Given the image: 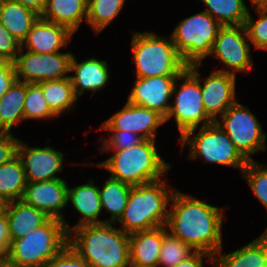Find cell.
I'll return each mask as SVG.
<instances>
[{"mask_svg":"<svg viewBox=\"0 0 267 267\" xmlns=\"http://www.w3.org/2000/svg\"><path fill=\"white\" fill-rule=\"evenodd\" d=\"M45 267H90L86 261L67 244L49 260Z\"/></svg>","mask_w":267,"mask_h":267,"instance_id":"8d00e7d4","label":"cell"},{"mask_svg":"<svg viewBox=\"0 0 267 267\" xmlns=\"http://www.w3.org/2000/svg\"><path fill=\"white\" fill-rule=\"evenodd\" d=\"M252 7H267V0H250Z\"/></svg>","mask_w":267,"mask_h":267,"instance_id":"bcb514c9","label":"cell"},{"mask_svg":"<svg viewBox=\"0 0 267 267\" xmlns=\"http://www.w3.org/2000/svg\"><path fill=\"white\" fill-rule=\"evenodd\" d=\"M67 202H71L75 211L83 215L76 225L69 228V232L83 225L106 223V220L99 219L102 205L99 197V186L95 185L94 181L89 180L86 184L73 188L68 187Z\"/></svg>","mask_w":267,"mask_h":267,"instance_id":"7402d4cb","label":"cell"},{"mask_svg":"<svg viewBox=\"0 0 267 267\" xmlns=\"http://www.w3.org/2000/svg\"><path fill=\"white\" fill-rule=\"evenodd\" d=\"M17 155L26 173L27 182L62 179L55 176L63 170L64 154L53 147H28L19 139Z\"/></svg>","mask_w":267,"mask_h":267,"instance_id":"2e32d148","label":"cell"},{"mask_svg":"<svg viewBox=\"0 0 267 267\" xmlns=\"http://www.w3.org/2000/svg\"><path fill=\"white\" fill-rule=\"evenodd\" d=\"M221 252L213 256L214 267H267V229L240 249L226 255Z\"/></svg>","mask_w":267,"mask_h":267,"instance_id":"44dd1931","label":"cell"},{"mask_svg":"<svg viewBox=\"0 0 267 267\" xmlns=\"http://www.w3.org/2000/svg\"><path fill=\"white\" fill-rule=\"evenodd\" d=\"M26 185V173L17 154L0 165V194L8 202L21 200Z\"/></svg>","mask_w":267,"mask_h":267,"instance_id":"4316f807","label":"cell"},{"mask_svg":"<svg viewBox=\"0 0 267 267\" xmlns=\"http://www.w3.org/2000/svg\"><path fill=\"white\" fill-rule=\"evenodd\" d=\"M166 226L129 234L130 264L136 267H157Z\"/></svg>","mask_w":267,"mask_h":267,"instance_id":"ffe728a7","label":"cell"},{"mask_svg":"<svg viewBox=\"0 0 267 267\" xmlns=\"http://www.w3.org/2000/svg\"><path fill=\"white\" fill-rule=\"evenodd\" d=\"M6 215L11 241L25 237L30 231L36 230L50 218L43 211L24 203L22 200L9 202Z\"/></svg>","mask_w":267,"mask_h":267,"instance_id":"603a6c76","label":"cell"},{"mask_svg":"<svg viewBox=\"0 0 267 267\" xmlns=\"http://www.w3.org/2000/svg\"><path fill=\"white\" fill-rule=\"evenodd\" d=\"M124 3L125 0H88L86 23L96 34L100 33L122 11Z\"/></svg>","mask_w":267,"mask_h":267,"instance_id":"4dcf8cb0","label":"cell"},{"mask_svg":"<svg viewBox=\"0 0 267 267\" xmlns=\"http://www.w3.org/2000/svg\"><path fill=\"white\" fill-rule=\"evenodd\" d=\"M178 79L184 80L182 84L178 82ZM173 96L175 97L174 102L170 103L165 123L173 117L180 137L187 131L198 128L201 122H203L201 126L213 123L203 107L200 82L187 69L177 77L173 86Z\"/></svg>","mask_w":267,"mask_h":267,"instance_id":"9c48e42d","label":"cell"},{"mask_svg":"<svg viewBox=\"0 0 267 267\" xmlns=\"http://www.w3.org/2000/svg\"><path fill=\"white\" fill-rule=\"evenodd\" d=\"M164 123L165 118L157 111L126 102L99 129H119L136 133L144 140H156L157 128Z\"/></svg>","mask_w":267,"mask_h":267,"instance_id":"9a60e30c","label":"cell"},{"mask_svg":"<svg viewBox=\"0 0 267 267\" xmlns=\"http://www.w3.org/2000/svg\"><path fill=\"white\" fill-rule=\"evenodd\" d=\"M220 27L221 25L205 11L177 24L170 37L187 66L202 64L203 59L211 54Z\"/></svg>","mask_w":267,"mask_h":267,"instance_id":"ba28073f","label":"cell"},{"mask_svg":"<svg viewBox=\"0 0 267 267\" xmlns=\"http://www.w3.org/2000/svg\"><path fill=\"white\" fill-rule=\"evenodd\" d=\"M17 80L14 64L9 61L0 62V97L7 92V90Z\"/></svg>","mask_w":267,"mask_h":267,"instance_id":"ab89813d","label":"cell"},{"mask_svg":"<svg viewBox=\"0 0 267 267\" xmlns=\"http://www.w3.org/2000/svg\"><path fill=\"white\" fill-rule=\"evenodd\" d=\"M131 188V185L111 177L106 179L102 189L99 187L102 210L106 209L111 214L106 223L114 224L120 220L127 206Z\"/></svg>","mask_w":267,"mask_h":267,"instance_id":"83f0119b","label":"cell"},{"mask_svg":"<svg viewBox=\"0 0 267 267\" xmlns=\"http://www.w3.org/2000/svg\"><path fill=\"white\" fill-rule=\"evenodd\" d=\"M179 76L136 77L127 102L157 111L164 118L169 113L174 83Z\"/></svg>","mask_w":267,"mask_h":267,"instance_id":"e0dca14e","label":"cell"},{"mask_svg":"<svg viewBox=\"0 0 267 267\" xmlns=\"http://www.w3.org/2000/svg\"><path fill=\"white\" fill-rule=\"evenodd\" d=\"M12 1L18 2L23 6H26L27 8L37 13L39 16H41L46 4V0H12Z\"/></svg>","mask_w":267,"mask_h":267,"instance_id":"7bdbcfd3","label":"cell"},{"mask_svg":"<svg viewBox=\"0 0 267 267\" xmlns=\"http://www.w3.org/2000/svg\"><path fill=\"white\" fill-rule=\"evenodd\" d=\"M156 140H143L139 144L122 150H113L114 155L98 165L111 173L110 177L131 186H137L161 179L170 169L158 154Z\"/></svg>","mask_w":267,"mask_h":267,"instance_id":"277c9868","label":"cell"},{"mask_svg":"<svg viewBox=\"0 0 267 267\" xmlns=\"http://www.w3.org/2000/svg\"><path fill=\"white\" fill-rule=\"evenodd\" d=\"M67 198V182L63 179H53L41 182H27L21 200L43 211L50 218L62 220L67 233H69L71 226L67 224L63 212H61L68 204Z\"/></svg>","mask_w":267,"mask_h":267,"instance_id":"5bb4252c","label":"cell"},{"mask_svg":"<svg viewBox=\"0 0 267 267\" xmlns=\"http://www.w3.org/2000/svg\"><path fill=\"white\" fill-rule=\"evenodd\" d=\"M0 267H23L9 261L7 258H0Z\"/></svg>","mask_w":267,"mask_h":267,"instance_id":"ee69618b","label":"cell"},{"mask_svg":"<svg viewBox=\"0 0 267 267\" xmlns=\"http://www.w3.org/2000/svg\"><path fill=\"white\" fill-rule=\"evenodd\" d=\"M21 44L0 23V59L2 61L14 62Z\"/></svg>","mask_w":267,"mask_h":267,"instance_id":"74e56055","label":"cell"},{"mask_svg":"<svg viewBox=\"0 0 267 267\" xmlns=\"http://www.w3.org/2000/svg\"><path fill=\"white\" fill-rule=\"evenodd\" d=\"M73 33L65 26L47 21L39 16L33 23L21 48L34 53H55L66 48ZM25 46V47H24Z\"/></svg>","mask_w":267,"mask_h":267,"instance_id":"ac0fdd59","label":"cell"},{"mask_svg":"<svg viewBox=\"0 0 267 267\" xmlns=\"http://www.w3.org/2000/svg\"><path fill=\"white\" fill-rule=\"evenodd\" d=\"M202 257H208L206 261L208 262L210 260V263L213 264V256L211 254L195 251L190 257L173 267H204Z\"/></svg>","mask_w":267,"mask_h":267,"instance_id":"b9f144b4","label":"cell"},{"mask_svg":"<svg viewBox=\"0 0 267 267\" xmlns=\"http://www.w3.org/2000/svg\"><path fill=\"white\" fill-rule=\"evenodd\" d=\"M248 35L244 25L221 26L212 46L213 57L232 71L221 68L217 71L228 72L236 75V72L250 71L253 67V60L248 44Z\"/></svg>","mask_w":267,"mask_h":267,"instance_id":"7c38bea8","label":"cell"},{"mask_svg":"<svg viewBox=\"0 0 267 267\" xmlns=\"http://www.w3.org/2000/svg\"><path fill=\"white\" fill-rule=\"evenodd\" d=\"M8 201L0 194V215L6 213Z\"/></svg>","mask_w":267,"mask_h":267,"instance_id":"f6af8a7d","label":"cell"},{"mask_svg":"<svg viewBox=\"0 0 267 267\" xmlns=\"http://www.w3.org/2000/svg\"><path fill=\"white\" fill-rule=\"evenodd\" d=\"M17 139L11 132H0V165L9 161L17 154Z\"/></svg>","mask_w":267,"mask_h":267,"instance_id":"f35d334b","label":"cell"},{"mask_svg":"<svg viewBox=\"0 0 267 267\" xmlns=\"http://www.w3.org/2000/svg\"><path fill=\"white\" fill-rule=\"evenodd\" d=\"M254 9L258 13L259 19L255 21L250 12H248L244 24L248 39L256 49L267 50V7H254Z\"/></svg>","mask_w":267,"mask_h":267,"instance_id":"e575fe53","label":"cell"},{"mask_svg":"<svg viewBox=\"0 0 267 267\" xmlns=\"http://www.w3.org/2000/svg\"><path fill=\"white\" fill-rule=\"evenodd\" d=\"M217 119L216 123L227 133L235 148L247 160L250 155L266 149V133L256 116L248 107L237 101ZM222 123V124H221Z\"/></svg>","mask_w":267,"mask_h":267,"instance_id":"30bf717a","label":"cell"},{"mask_svg":"<svg viewBox=\"0 0 267 267\" xmlns=\"http://www.w3.org/2000/svg\"><path fill=\"white\" fill-rule=\"evenodd\" d=\"M9 224L6 213L0 215V258H6L10 249Z\"/></svg>","mask_w":267,"mask_h":267,"instance_id":"60d3db41","label":"cell"},{"mask_svg":"<svg viewBox=\"0 0 267 267\" xmlns=\"http://www.w3.org/2000/svg\"><path fill=\"white\" fill-rule=\"evenodd\" d=\"M194 252L186 243L167 232L163 236L157 267H173Z\"/></svg>","mask_w":267,"mask_h":267,"instance_id":"d6a6232c","label":"cell"},{"mask_svg":"<svg viewBox=\"0 0 267 267\" xmlns=\"http://www.w3.org/2000/svg\"><path fill=\"white\" fill-rule=\"evenodd\" d=\"M58 117L49 107L42 87L38 83H27L24 102V119H52Z\"/></svg>","mask_w":267,"mask_h":267,"instance_id":"1f68e13d","label":"cell"},{"mask_svg":"<svg viewBox=\"0 0 267 267\" xmlns=\"http://www.w3.org/2000/svg\"><path fill=\"white\" fill-rule=\"evenodd\" d=\"M27 83L16 80L0 97V132H10L24 120V102Z\"/></svg>","mask_w":267,"mask_h":267,"instance_id":"484cf974","label":"cell"},{"mask_svg":"<svg viewBox=\"0 0 267 267\" xmlns=\"http://www.w3.org/2000/svg\"><path fill=\"white\" fill-rule=\"evenodd\" d=\"M42 87L44 97L50 109L59 117L62 113L73 110L77 101L73 85L69 77L48 80L38 83Z\"/></svg>","mask_w":267,"mask_h":267,"instance_id":"f1b7e54d","label":"cell"},{"mask_svg":"<svg viewBox=\"0 0 267 267\" xmlns=\"http://www.w3.org/2000/svg\"><path fill=\"white\" fill-rule=\"evenodd\" d=\"M209 13L221 26L244 25L248 8L244 0H201Z\"/></svg>","mask_w":267,"mask_h":267,"instance_id":"f546056e","label":"cell"},{"mask_svg":"<svg viewBox=\"0 0 267 267\" xmlns=\"http://www.w3.org/2000/svg\"><path fill=\"white\" fill-rule=\"evenodd\" d=\"M265 166L255 160H251L247 162L241 174L246 179L254 196L267 210V167L265 168Z\"/></svg>","mask_w":267,"mask_h":267,"instance_id":"836d02e7","label":"cell"},{"mask_svg":"<svg viewBox=\"0 0 267 267\" xmlns=\"http://www.w3.org/2000/svg\"><path fill=\"white\" fill-rule=\"evenodd\" d=\"M175 189H169L165 180L132 186L127 206L120 220L122 229L127 234L147 231L166 225L168 205Z\"/></svg>","mask_w":267,"mask_h":267,"instance_id":"3957f363","label":"cell"},{"mask_svg":"<svg viewBox=\"0 0 267 267\" xmlns=\"http://www.w3.org/2000/svg\"><path fill=\"white\" fill-rule=\"evenodd\" d=\"M113 225L101 223L79 226L68 233V244L90 267H128L129 234Z\"/></svg>","mask_w":267,"mask_h":267,"instance_id":"7a4b0ae2","label":"cell"},{"mask_svg":"<svg viewBox=\"0 0 267 267\" xmlns=\"http://www.w3.org/2000/svg\"><path fill=\"white\" fill-rule=\"evenodd\" d=\"M20 47L13 62L16 78L25 83H40L69 77L72 52L34 53Z\"/></svg>","mask_w":267,"mask_h":267,"instance_id":"8fae6325","label":"cell"},{"mask_svg":"<svg viewBox=\"0 0 267 267\" xmlns=\"http://www.w3.org/2000/svg\"><path fill=\"white\" fill-rule=\"evenodd\" d=\"M111 131L113 134L109 135L110 137L102 140V149L101 152H106L110 150H122L133 147L144 139L136 133L122 131L119 129H100Z\"/></svg>","mask_w":267,"mask_h":267,"instance_id":"d590c367","label":"cell"},{"mask_svg":"<svg viewBox=\"0 0 267 267\" xmlns=\"http://www.w3.org/2000/svg\"><path fill=\"white\" fill-rule=\"evenodd\" d=\"M131 46L138 78L180 76L187 68L171 37L164 38L150 31H135Z\"/></svg>","mask_w":267,"mask_h":267,"instance_id":"5b68a950","label":"cell"},{"mask_svg":"<svg viewBox=\"0 0 267 267\" xmlns=\"http://www.w3.org/2000/svg\"><path fill=\"white\" fill-rule=\"evenodd\" d=\"M39 15L12 0H0V23L21 44Z\"/></svg>","mask_w":267,"mask_h":267,"instance_id":"d4e9b609","label":"cell"},{"mask_svg":"<svg viewBox=\"0 0 267 267\" xmlns=\"http://www.w3.org/2000/svg\"><path fill=\"white\" fill-rule=\"evenodd\" d=\"M88 0H46L41 18L67 27L73 34L87 20Z\"/></svg>","mask_w":267,"mask_h":267,"instance_id":"cb8c5ba5","label":"cell"},{"mask_svg":"<svg viewBox=\"0 0 267 267\" xmlns=\"http://www.w3.org/2000/svg\"><path fill=\"white\" fill-rule=\"evenodd\" d=\"M166 228L194 251L214 256L222 247L224 209L175 189L171 197Z\"/></svg>","mask_w":267,"mask_h":267,"instance_id":"6da1fadb","label":"cell"},{"mask_svg":"<svg viewBox=\"0 0 267 267\" xmlns=\"http://www.w3.org/2000/svg\"><path fill=\"white\" fill-rule=\"evenodd\" d=\"M196 130L191 129L179 138L182 142L181 152L185 145L189 146L190 159L203 158L205 163L233 166L241 171L245 168L248 161L216 122L201 126L200 131L194 134Z\"/></svg>","mask_w":267,"mask_h":267,"instance_id":"52a82bcc","label":"cell"},{"mask_svg":"<svg viewBox=\"0 0 267 267\" xmlns=\"http://www.w3.org/2000/svg\"><path fill=\"white\" fill-rule=\"evenodd\" d=\"M106 61L96 58H87L78 63L75 55L72 56L69 75L76 97L83 95L84 92H98L105 87L109 79V72Z\"/></svg>","mask_w":267,"mask_h":267,"instance_id":"d6986e66","label":"cell"},{"mask_svg":"<svg viewBox=\"0 0 267 267\" xmlns=\"http://www.w3.org/2000/svg\"><path fill=\"white\" fill-rule=\"evenodd\" d=\"M202 64H192L187 66V70L200 82L203 107L206 115L213 121H217L225 111L236 102V75L228 72L214 70L207 78L203 79V84L199 79V67Z\"/></svg>","mask_w":267,"mask_h":267,"instance_id":"4fadbf2b","label":"cell"},{"mask_svg":"<svg viewBox=\"0 0 267 267\" xmlns=\"http://www.w3.org/2000/svg\"><path fill=\"white\" fill-rule=\"evenodd\" d=\"M68 244L62 220L49 218L25 237L11 241L6 258L23 267H45Z\"/></svg>","mask_w":267,"mask_h":267,"instance_id":"8992f818","label":"cell"}]
</instances>
